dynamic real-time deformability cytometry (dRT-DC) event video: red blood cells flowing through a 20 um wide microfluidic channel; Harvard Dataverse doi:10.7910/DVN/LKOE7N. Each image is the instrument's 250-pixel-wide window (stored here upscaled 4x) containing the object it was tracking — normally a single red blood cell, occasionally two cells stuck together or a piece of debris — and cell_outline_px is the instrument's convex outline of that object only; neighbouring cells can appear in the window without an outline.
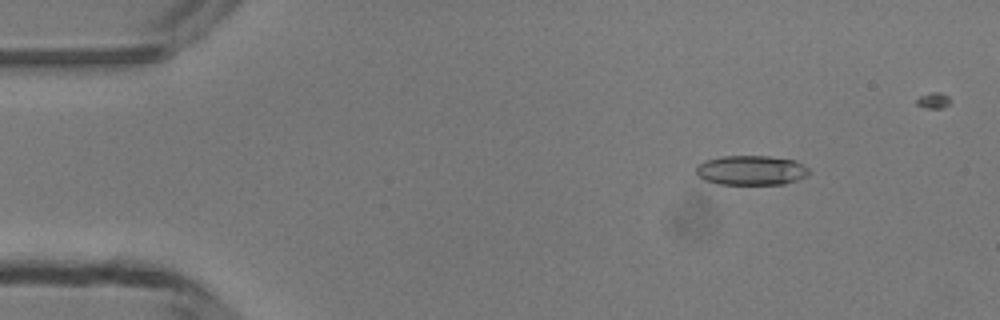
{"species": "common noctule bat (a hibernating species)", "species_latin": "Nyctalus noctula", "temperature_condition": "room temperature", "stored_images_in_passage": 41, "camera_frame_rate_fps": 3000, "um_per_image_px": 0.085, "animal": {"sex": "male", "body_mass_g": 13.3}, "frame": {"image": 1, "passage_image": 7, "time_ms": 2.0, "image_size_px": [1000, 320], "cell_outline_px": [[812, 172], [808, 176], [784, 184], [716, 184], [704, 180], [696, 172], [696, 164], [704, 160], [724, 156], [768, 156], [796, 160], [808, 168]], "centroid_in_image_um": [63.86, 14.47], "position_along_channel_um": 21.1, "area_um2": 19.71}}
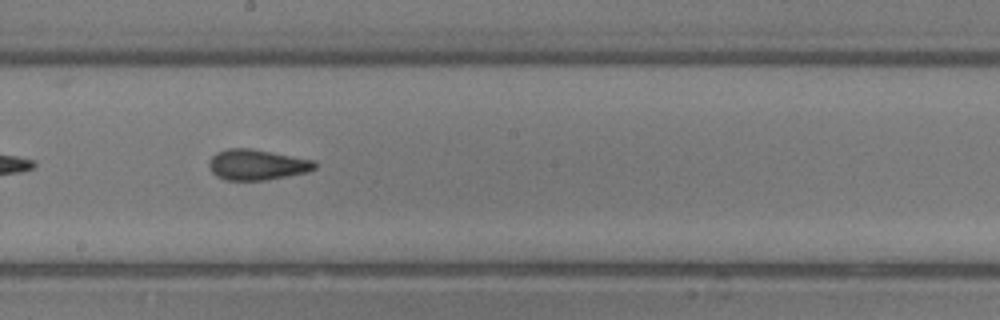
{"frame": {"image": 2, "passage_image": 19, "time_ms": 6.0, "image_size_px": [1000, 320], "cell_outline_px": [[316, 168], [308, 172], [264, 180], [224, 180], [216, 176], [212, 172], [208, 164], [208, 160], [216, 152], [228, 148], [252, 148], [316, 160]], "centroid_in_image_um": [21.84, 13.99], "position_along_channel_um": 226.4, "area_um2": 19.07}}
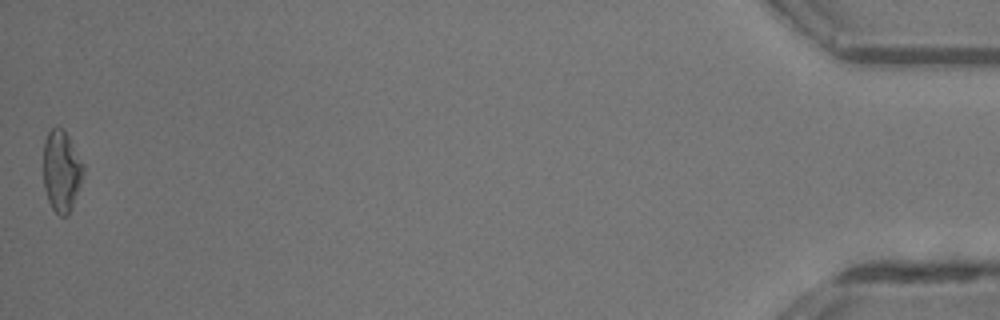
{"frame": {"image": 3, "passage_image": 41, "time_ms": 13.333, "image_size_px": [1000, 320], "cell_outline_px": [[84, 172], [72, 208], [68, 216], [60, 216], [52, 208], [48, 200], [44, 188], [44, 140], [48, 132], [56, 124], [64, 128], [84, 164]], "centroid_in_image_um": [5.23, 14.5], "position_along_channel_um": 430.0, "area_um2": 19.13}, "authors_computed_cell_mechanics": {"area_um2": 18.6694, "velocity_mm_per_s": 4.1779, "shape_relaxation_time_tau1_ms": 4.6532, "shape_relaxation_time_tau2_ms": 1.6717, "deformation_change_tau1": 0.142, "deformation_change_tau2": 0.1015}}